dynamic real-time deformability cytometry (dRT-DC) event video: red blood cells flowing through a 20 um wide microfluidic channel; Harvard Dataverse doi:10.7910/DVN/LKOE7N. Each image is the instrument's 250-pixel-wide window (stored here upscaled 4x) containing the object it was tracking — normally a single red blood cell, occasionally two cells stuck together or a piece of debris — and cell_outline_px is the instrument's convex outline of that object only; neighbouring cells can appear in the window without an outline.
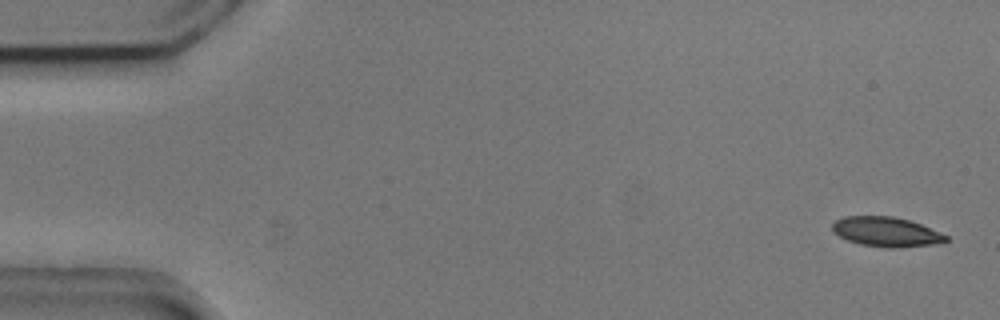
{"species": "common noctule bat (a hibernating species)", "species_latin": "Nyctalus noctula", "temperature_condition": "cold", "stored_images_in_passage": 54, "camera_frame_rate_fps": 3000, "um_per_image_px": 0.085, "animal": {"sex": "male", "body_mass_g": 20.5, "forearm_length_mm": 52.5}, "frame": {"image": 1, "passage_image": 2, "time_ms": 0.333, "image_size_px": [1000, 320], "cell_outline_px": [[948, 240], [932, 244], [892, 248], [888, 248], [860, 244], [848, 240], [832, 232], [832, 224], [836, 220], [844, 216], [892, 216], [908, 220], [920, 224], [948, 236]], "centroid_in_image_um": [75.28, 19.7], "position_along_channel_um": 9.7, "area_um2": 19.36}}
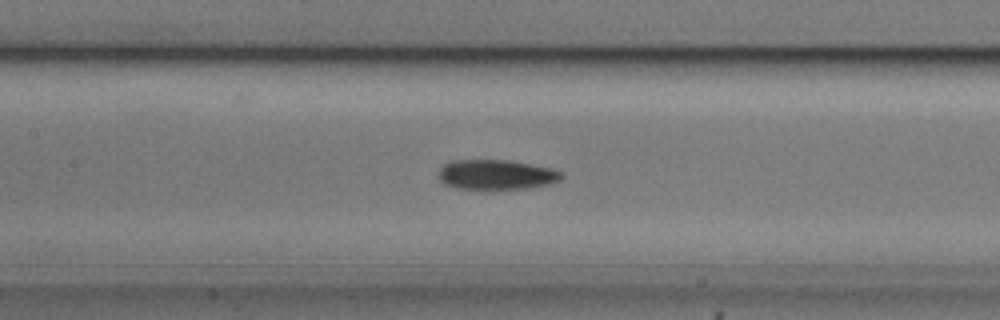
{"frame": {"image": 2, "passage_image": 25, "time_ms": 8.0, "image_size_px": [1000, 320], "cell_outline_px": [[564, 176], [560, 180], [548, 184], [528, 188], [484, 192], [456, 188], [444, 184], [436, 176], [440, 168], [444, 164], [452, 160], [512, 160], [552, 168], [560, 172]], "centroid_in_image_um": [42.13, 14.88], "position_along_channel_um": 165.3, "area_um2": 22.43}}
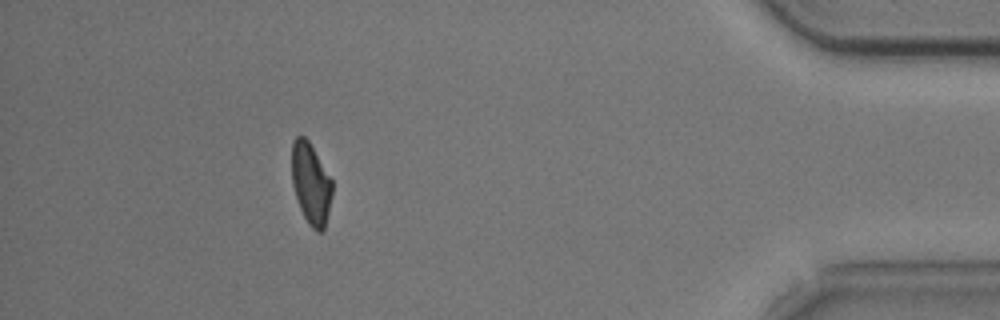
{"frame": {"image": 3, "passage_image": 49, "time_ms": 16.0, "image_size_px": [1000, 320], "cell_outline_px": [[332, 196], [324, 228], [320, 232], [316, 232], [308, 224], [300, 208], [292, 184], [292, 140], [296, 136], [304, 136], [308, 140], [332, 180]], "centroid_in_image_um": [26.41, 15.6], "position_along_channel_um": 408.8, "area_um2": 19.02}, "authors_computed_cell_mechanics": {"area_um2": 20.6635, "velocity_mm_per_s": 3.7171, "shape_relaxation_time_tau1_ms": 4.4734, "shape_relaxation_time_tau2_ms": 10.0769, "deformation_change_tau1": 0.1438, "deformation_change_tau2": 0.1931}}